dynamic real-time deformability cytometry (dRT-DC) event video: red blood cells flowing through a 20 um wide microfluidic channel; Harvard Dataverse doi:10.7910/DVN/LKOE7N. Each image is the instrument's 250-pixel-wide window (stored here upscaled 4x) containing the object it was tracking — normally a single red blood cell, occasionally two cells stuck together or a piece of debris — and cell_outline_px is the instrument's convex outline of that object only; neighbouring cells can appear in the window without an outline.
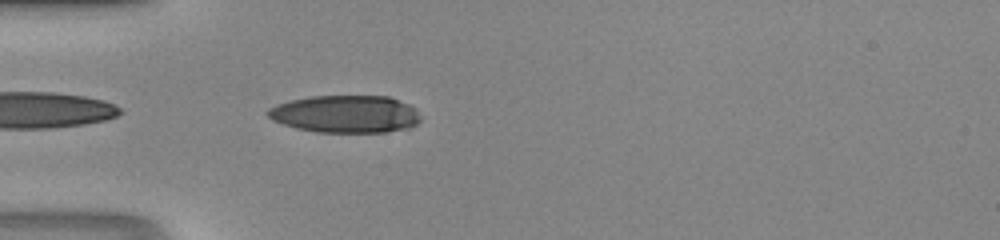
{"species": "human", "species_latin": "Homo sapiens", "temperature_condition": "room temperature", "stored_images_in_passage": 33, "camera_frame_rate_fps": 3000, "um_per_image_px": 0.085, "donor": {"sex": "male"}, "frame": {"image": 1, "passage_image": 1, "time_ms": 0.0, "image_size_px": [1000, 240], "cell_outline_px": [[420, 120], [412, 128], [384, 132], [316, 132], [296, 128], [272, 120], [264, 112], [268, 108], [276, 104], [292, 100], [312, 96], [388, 96], [408, 104], [416, 108]], "centroid_in_image_um": [29.36, 9.69], "position_along_channel_um": 55.6, "area_um2": 33.47}}
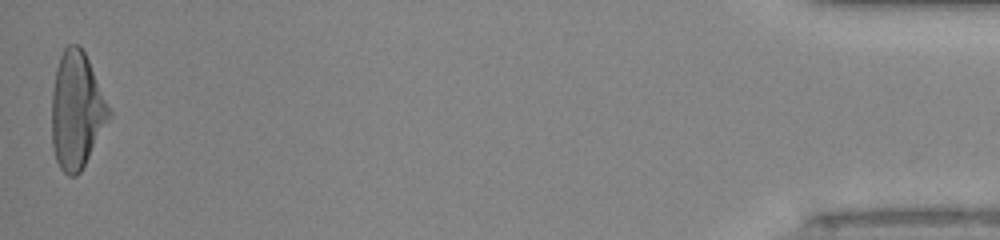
{"frame": {"image": 2, "passage_image": 33, "time_ms": 10.667, "image_size_px": [1000, 240], "cell_outline_px": [[112, 116], [80, 172], [76, 176], [68, 176], [60, 168], [56, 160], [52, 144], [52, 92], [56, 68], [60, 56], [64, 48], [68, 44], [80, 44], [88, 60], [112, 112]], "centroid_in_image_um": [6.51, 9.39], "position_along_channel_um": 428.7, "area_um2": 38.9}}